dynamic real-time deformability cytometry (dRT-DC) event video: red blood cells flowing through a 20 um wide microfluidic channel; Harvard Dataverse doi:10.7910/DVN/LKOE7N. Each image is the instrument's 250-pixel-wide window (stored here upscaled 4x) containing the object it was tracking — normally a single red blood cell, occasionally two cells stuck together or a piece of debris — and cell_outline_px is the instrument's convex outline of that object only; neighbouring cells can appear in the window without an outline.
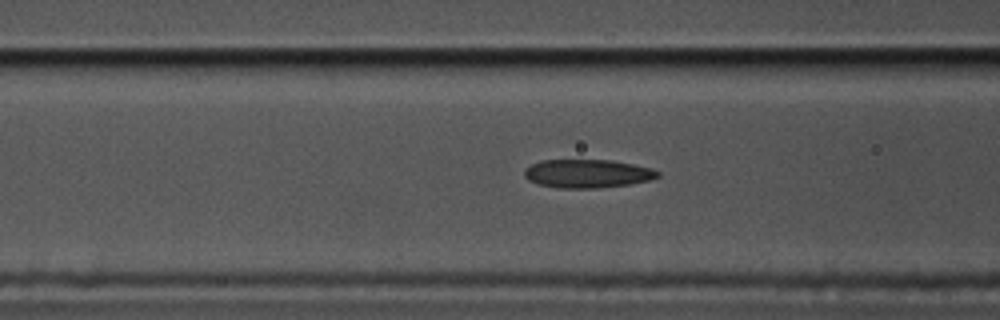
{"species": "common noctule bat (a hibernating species)", "species_latin": "Nyctalus noctula", "temperature_condition": "cold", "stored_images_in_passage": 43, "segment_of_instrument_passage": [1, 2], "camera_frame_rate_fps": 3000, "um_per_image_px": 0.085, "animal": {"sex": "male", "body_mass_g": 17.5, "forearm_length_mm": 52.3}, "frame": {"image": 1, "passage_image": 6, "time_ms": 1.667, "image_size_px": [1000, 320], "cell_outline_px": [[660, 176], [652, 180], [628, 184], [596, 188], [556, 188], [536, 184], [528, 180], [524, 176], [524, 172], [532, 164], [540, 160], [612, 160], [652, 168], [660, 172]], "centroid_in_image_um": [49.94, 14.76], "position_along_channel_um": 116.7, "area_um2": 22.2}}
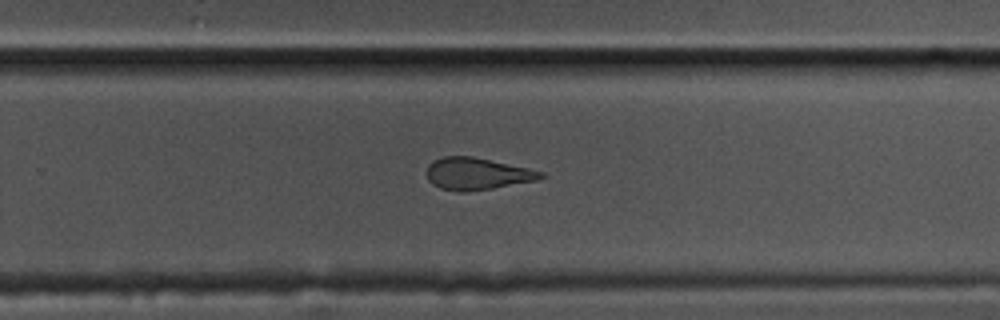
{"frame": {"image": 2, "passage_image": 21, "time_ms": 6.667, "image_size_px": [1000, 320], "cell_outline_px": [[544, 176], [536, 180], [492, 188], [464, 192], [460, 192], [440, 188], [432, 184], [428, 180], [428, 164], [432, 160], [444, 156], [472, 156], [528, 168], [544, 172]], "centroid_in_image_um": [40.51, 14.76], "position_along_channel_um": 289.3, "area_um2": 21.1}}
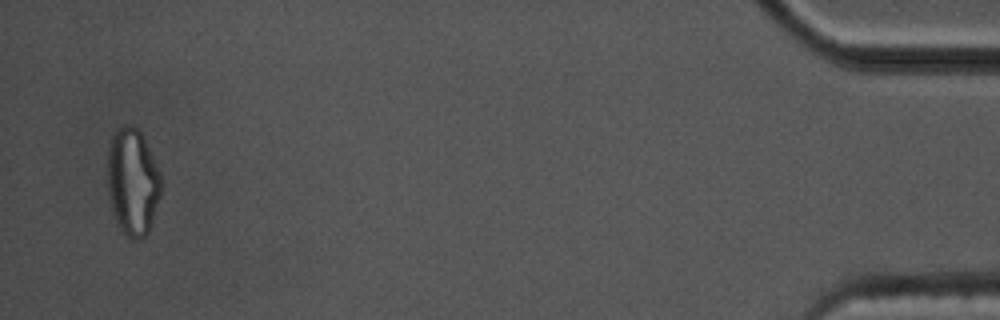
{"frame": {"image": 3, "passage_image": 40, "time_ms": 13.0, "image_size_px": [1000, 320], "cell_outline_px": [[160, 196], [148, 232], [140, 240], [132, 240], [120, 228], [112, 212], [108, 196], [108, 144], [112, 132], [116, 128], [124, 124], [132, 124], [140, 132], [160, 172]], "centroid_in_image_um": [11.24, 15.43], "position_along_channel_um": 424.0, "area_um2": 33.41}}